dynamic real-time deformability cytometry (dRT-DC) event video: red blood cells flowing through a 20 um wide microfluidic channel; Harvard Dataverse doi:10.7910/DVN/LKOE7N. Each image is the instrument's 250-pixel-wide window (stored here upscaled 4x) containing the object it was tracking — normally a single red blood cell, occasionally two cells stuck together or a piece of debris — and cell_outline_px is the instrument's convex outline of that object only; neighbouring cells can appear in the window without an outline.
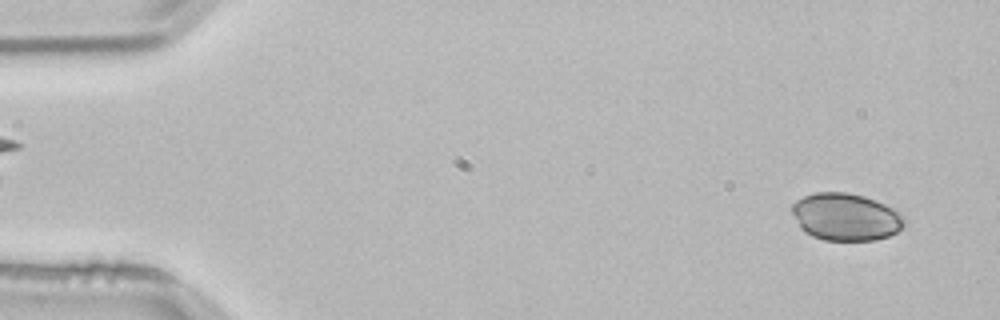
{"species": "common noctule bat (a hibernating species)", "species_latin": "Nyctalus noctula", "temperature_condition": "room temperature", "stored_images_in_passage": 53, "camera_frame_rate_fps": 3000, "um_per_image_px": 0.085, "animal": {"sex": "male", "body_mass_g": 21.5, "forearm_length_mm": 52.0}, "frame": {"image": 1, "passage_image": 3, "time_ms": 0.667, "image_size_px": [1000, 320], "cell_outline_px": [[908, 224], [896, 232], [888, 236], [876, 240], [824, 240], [812, 236], [804, 232], [800, 228], [792, 212], [792, 204], [796, 200], [804, 196], [816, 192], [848, 192], [864, 196], [876, 200], [900, 212], [908, 220]], "centroid_in_image_um": [71.92, 18.43], "position_along_channel_um": 13.1, "area_um2": 31.33}}
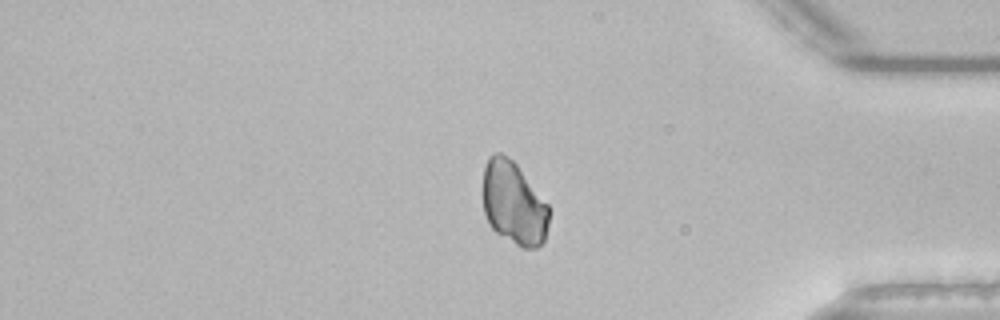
{"frame": {"image": 2, "passage_image": 44, "time_ms": 14.333, "image_size_px": [1000, 320], "cell_outline_px": [[548, 224], [544, 240], [536, 248], [520, 248], [496, 232], [488, 224], [484, 212], [484, 168], [488, 156], [492, 152], [500, 152], [508, 156], [516, 164], [548, 204]], "centroid_in_image_um": [43.65, 17.27], "position_along_channel_um": 391.6, "area_um2": 31.96}}